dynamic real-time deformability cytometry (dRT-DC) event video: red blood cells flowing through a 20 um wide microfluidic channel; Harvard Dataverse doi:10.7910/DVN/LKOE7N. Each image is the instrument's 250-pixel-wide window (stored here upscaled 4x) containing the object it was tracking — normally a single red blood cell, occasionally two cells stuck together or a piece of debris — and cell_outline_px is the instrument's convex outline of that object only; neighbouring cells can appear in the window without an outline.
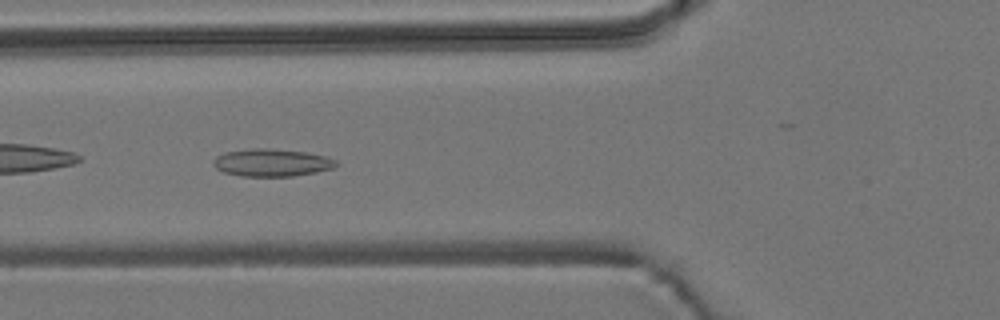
{"species": "common noctule bat (a hibernating species)", "species_latin": "Nyctalus noctula", "temperature_condition": "room temperature", "stored_images_in_passage": 57, "camera_frame_rate_fps": 3000, "um_per_image_px": 0.085, "animal": {"sex": "male", "body_mass_g": 19.2, "forearm_length_mm": 51.8}, "frame": {"image": 1, "passage_image": 21, "time_ms": 6.667, "image_size_px": [1000, 320], "cell_outline_px": [[340, 164], [332, 168], [316, 172], [292, 176], [240, 176], [224, 172], [216, 168], [212, 164], [212, 160], [216, 156], [224, 152], [252, 148], [268, 148], [304, 152], [328, 156], [336, 160]], "centroid_in_image_um": [23.09, 13.82], "position_along_channel_um": 102.7, "area_um2": 19.83}}
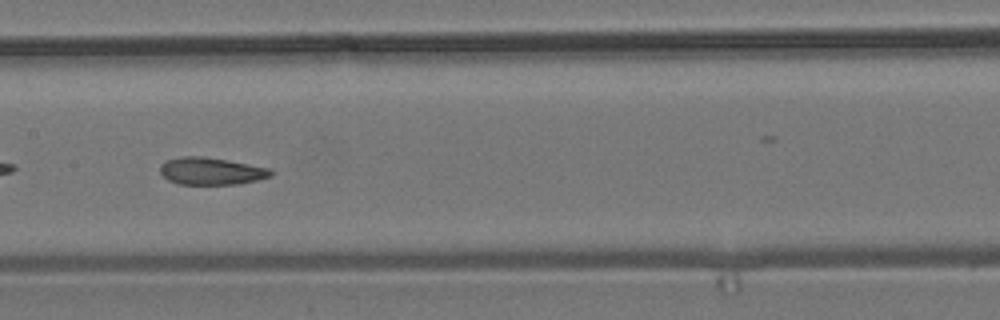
{"frame": {"image": 2, "passage_image": 28, "time_ms": 9.0, "image_size_px": [1000, 320], "cell_outline_px": [[272, 176], [240, 184], [180, 184], [168, 180], [160, 172], [160, 164], [168, 160], [180, 156], [204, 156], [228, 160], [272, 168]], "centroid_in_image_um": [17.97, 14.54], "position_along_channel_um": 189.4, "area_um2": 17.69}}
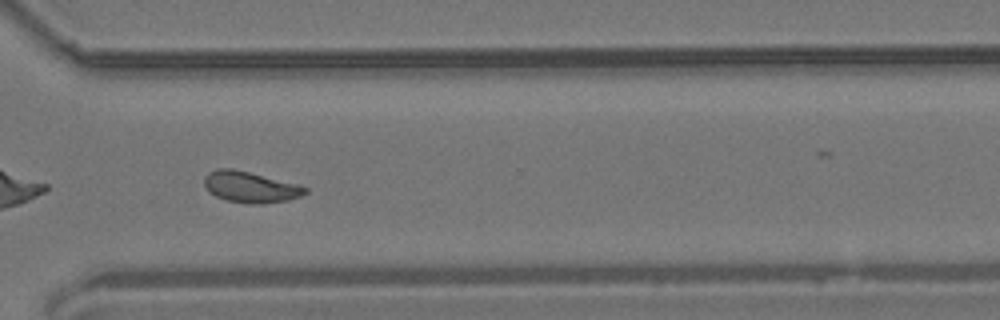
{"frame": {"image": 3, "passage_image": 41, "time_ms": 13.333, "image_size_px": [1000, 320], "cell_outline_px": [[308, 192], [300, 196], [288, 200], [264, 204], [248, 204], [228, 200], [216, 196], [208, 192], [204, 184], [204, 176], [208, 172], [216, 168], [232, 168], [300, 184], [308, 188]], "centroid_in_image_um": [21.29, 15.89], "position_along_channel_um": 349.3, "area_um2": 18.5}, "authors_computed_cell_mechanics": {"area_um2": 18.207, "velocity_mm_per_s": 3.6966, "shape_relaxation_time_tau1_ms": null, "shape_relaxation_time_tau2_ms": 1.97, "deformation_change_tau1": null, "deformation_change_tau2": 0.0742}}